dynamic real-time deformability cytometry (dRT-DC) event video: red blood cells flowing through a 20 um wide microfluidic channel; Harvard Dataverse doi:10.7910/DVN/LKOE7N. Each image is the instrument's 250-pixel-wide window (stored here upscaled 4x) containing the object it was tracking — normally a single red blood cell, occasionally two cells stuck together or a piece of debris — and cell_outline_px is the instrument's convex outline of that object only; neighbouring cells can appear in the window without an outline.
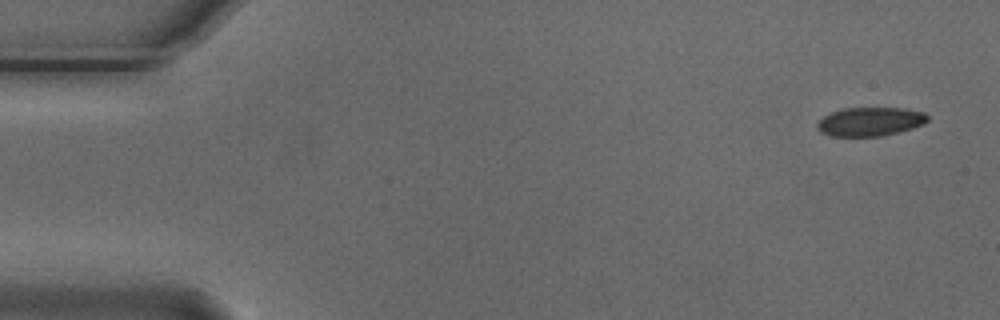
{"species": "Egyptian fruit bat (a non-hibernating species)", "species_latin": "Rousettus aegyptiacus", "temperature_condition": "cold", "stored_images_in_passage": 6, "camera_frame_rate_fps": 3000, "um_per_image_px": 0.085, "animal": {"sex": "male"}, "frame": {"image": 1, "passage_image": 1, "time_ms": 0.0, "image_size_px": [1000, 320], "cell_outline_px": [[928, 120], [924, 124], [900, 132], [880, 136], [832, 136], [820, 132], [816, 128], [816, 124], [824, 116], [832, 112], [844, 108], [904, 108], [924, 112], [928, 116]], "centroid_in_image_um": [73.97, 10.34], "position_along_channel_um": 11.0, "area_um2": 18.55}}
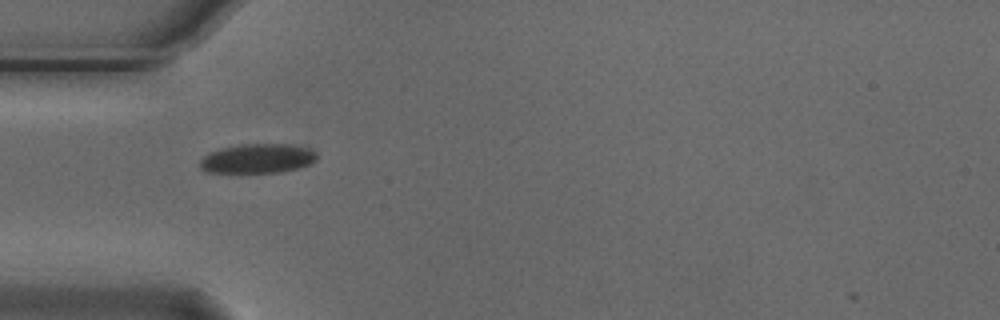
{"frame": {"image": 2, "passage_image": 5, "time_ms": 1.333, "image_size_px": [1000, 320], "cell_outline_px": [[316, 160], [308, 164], [296, 168], [280, 172], [208, 172], [200, 168], [200, 160], [208, 152], [220, 148], [240, 144], [292, 144], [308, 148], [316, 152]], "centroid_in_image_um": [21.87, 13.46], "position_along_channel_um": 63.1, "area_um2": 19.94}}
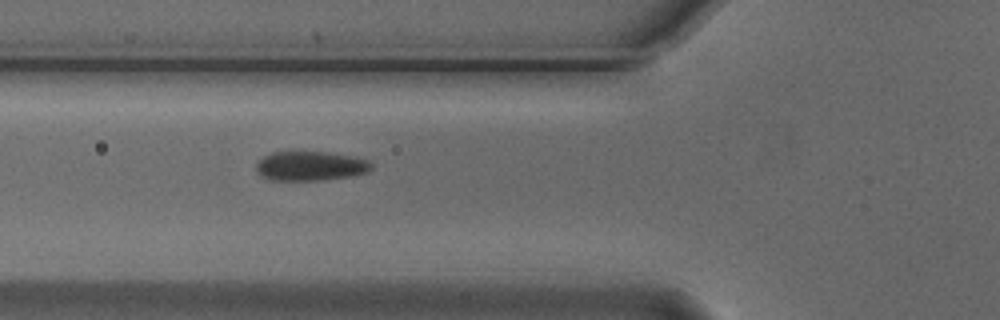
{"frame": {"image": 3, "passage_image": 6, "time_ms": 1.667, "image_size_px": [1000, 320], "cell_outline_px": [[372, 168], [368, 172], [352, 176], [324, 180], [272, 180], [260, 176], [256, 172], [256, 164], [264, 156], [272, 152], [292, 148], [328, 152], [368, 160], [372, 164]], "centroid_in_image_um": [26.33, 14.07], "position_along_channel_um": 99.5, "area_um2": 20.52}}